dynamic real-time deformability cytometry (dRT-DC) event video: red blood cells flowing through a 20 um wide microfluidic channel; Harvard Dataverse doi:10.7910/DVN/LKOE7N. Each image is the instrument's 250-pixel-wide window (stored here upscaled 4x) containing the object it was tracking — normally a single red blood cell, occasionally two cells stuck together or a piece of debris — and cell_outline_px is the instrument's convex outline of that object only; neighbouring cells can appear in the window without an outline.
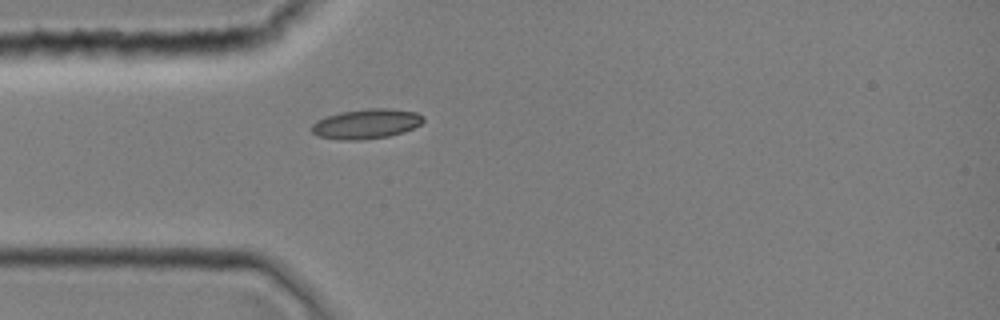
{"species": "common noctule bat (a hibernating species)", "species_latin": "Nyctalus noctula", "temperature_condition": "room temperature", "stored_images_in_passage": 1, "camera_frame_rate_fps": 3000, "um_per_image_px": 0.085, "animal": {"sex": "female", "body_mass_g": 19.0, "forearm_length_mm": 51.5}, "frame": {"image": 1, "passage_image": 1, "time_ms": 0.0, "image_size_px": [1000, 320], "cell_outline_px": [[424, 120], [420, 124], [404, 132], [388, 136], [360, 140], [340, 140], [316, 136], [308, 128], [316, 120], [340, 112], [368, 108], [388, 108], [416, 112], [424, 116]], "centroid_in_image_um": [31.09, 10.53], "position_along_channel_um": 53.9, "area_um2": 19.54}}